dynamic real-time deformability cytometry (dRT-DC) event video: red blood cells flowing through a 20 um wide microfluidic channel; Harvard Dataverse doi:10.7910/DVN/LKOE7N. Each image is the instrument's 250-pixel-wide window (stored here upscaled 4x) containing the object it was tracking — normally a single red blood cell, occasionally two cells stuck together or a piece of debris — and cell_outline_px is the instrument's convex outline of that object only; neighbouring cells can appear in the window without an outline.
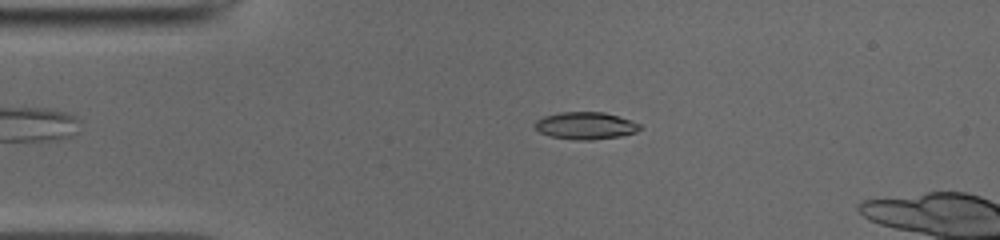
{"species": "common noctule bat (a hibernating species)", "species_latin": "Nyctalus noctula", "temperature_condition": "cold", "stored_images_in_passage": 13, "camera_frame_rate_fps": 3000, "um_per_image_px": 0.085, "animal": {"sex": "male", "body_mass_g": 19.0, "forearm_length_mm": 50.8}, "frame": {"image": 1, "passage_image": 8, "time_ms": 2.333, "image_size_px": [1000, 240], "cell_outline_px": [[644, 128], [636, 132], [620, 136], [592, 140], [576, 140], [548, 136], [540, 132], [536, 128], [536, 120], [544, 116], [560, 112], [604, 112], [640, 124]], "centroid_in_image_um": [49.77, 10.69], "position_along_channel_um": 35.2, "area_um2": 16.59}}